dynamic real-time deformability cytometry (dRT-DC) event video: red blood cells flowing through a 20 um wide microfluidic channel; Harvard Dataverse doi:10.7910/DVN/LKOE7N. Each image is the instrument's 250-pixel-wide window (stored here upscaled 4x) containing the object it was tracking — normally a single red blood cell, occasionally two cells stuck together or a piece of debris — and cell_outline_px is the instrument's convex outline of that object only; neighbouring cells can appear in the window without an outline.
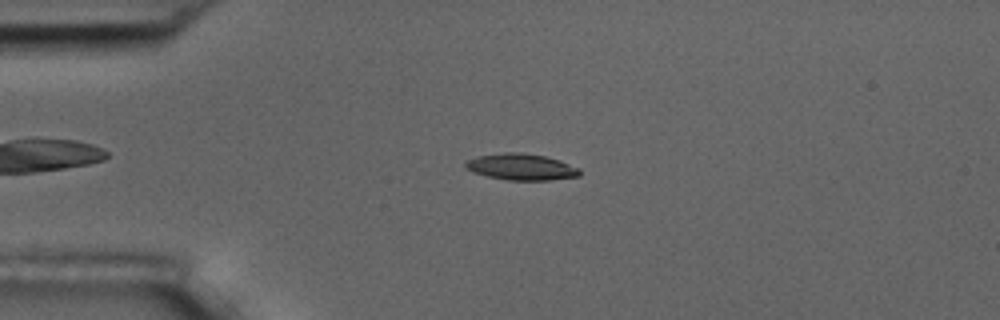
{"species": "common noctule bat (a hibernating species)", "species_latin": "Nyctalus noctula", "temperature_condition": "room temperature", "stored_images_in_passage": 5, "camera_frame_rate_fps": 3000, "um_per_image_px": 0.085, "animal": {"sex": "male", "body_mass_g": 17.5, "forearm_length_mm": 52.3}, "frame": {"image": 1, "passage_image": 3, "time_ms": 3.0, "image_size_px": [1000, 320], "cell_outline_px": [[580, 176], [548, 180], [508, 180], [488, 176], [472, 172], [464, 168], [464, 164], [468, 160], [480, 156], [504, 152], [520, 152], [544, 156], [580, 168]], "centroid_in_image_um": [44.28, 14.19], "position_along_channel_um": 40.7, "area_um2": 17.34}}